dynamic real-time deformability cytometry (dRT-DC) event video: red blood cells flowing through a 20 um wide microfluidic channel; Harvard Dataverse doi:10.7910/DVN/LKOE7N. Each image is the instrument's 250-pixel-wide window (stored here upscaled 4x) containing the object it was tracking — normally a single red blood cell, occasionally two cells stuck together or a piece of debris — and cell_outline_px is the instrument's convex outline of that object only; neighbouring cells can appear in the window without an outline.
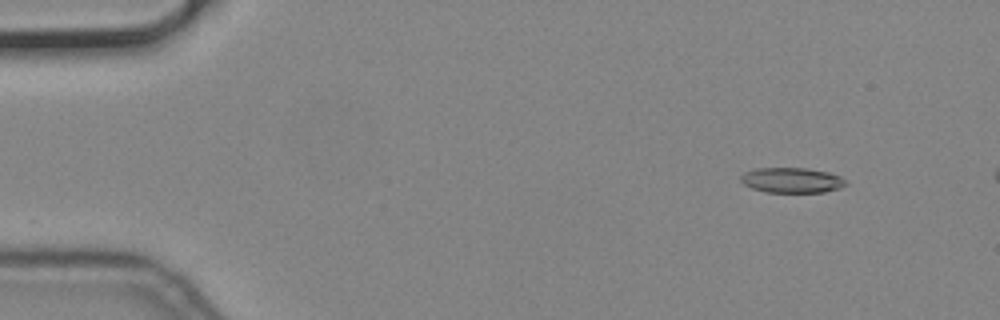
{"species": "common noctule bat (a hibernating species)", "species_latin": "Nyctalus noctula", "temperature_condition": "cold", "stored_images_in_passage": 54, "camera_frame_rate_fps": 3000, "um_per_image_px": 0.085, "animal": {"sex": "male", "body_mass_g": 19.2, "forearm_length_mm": 51.8}, "frame": {"image": 1, "passage_image": 6, "time_ms": 1.667, "image_size_px": [1000, 320], "cell_outline_px": [[848, 184], [840, 188], [824, 192], [764, 192], [752, 188], [744, 184], [740, 180], [740, 176], [744, 172], [756, 168], [804, 168], [828, 172], [840, 176]], "centroid_in_image_um": [67.28, 15.32], "position_along_channel_um": 17.7, "area_um2": 15.43}}
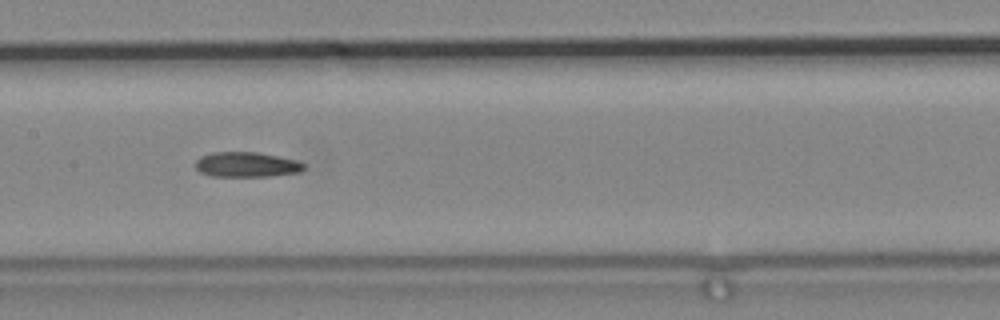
{"frame": {"image": 2, "passage_image": 28, "time_ms": 9.0, "image_size_px": [1000, 320], "cell_outline_px": [[308, 168], [300, 172], [268, 176], [212, 176], [200, 172], [196, 168], [196, 160], [200, 156], [212, 152], [256, 152], [296, 160], [304, 164]], "centroid_in_image_um": [20.96, 13.99], "position_along_channel_um": 186.4, "area_um2": 15.78}}
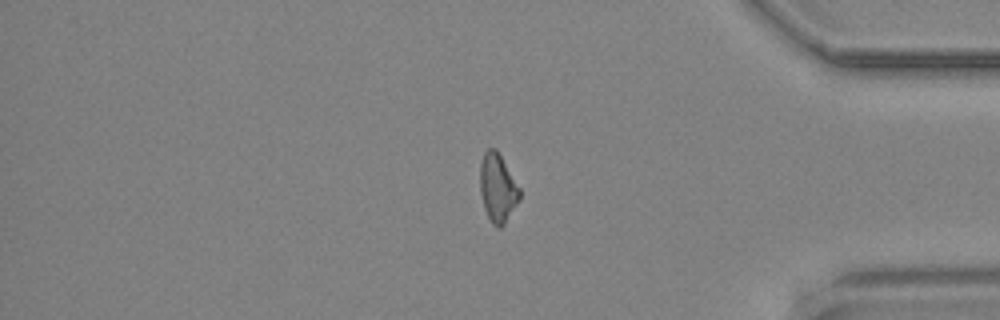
{"frame": {"image": 3, "passage_image": 47, "time_ms": 15.333, "image_size_px": [1000, 320], "cell_outline_px": [[520, 200], [504, 224], [500, 228], [496, 228], [492, 224], [484, 208], [480, 192], [480, 164], [484, 152], [488, 148], [496, 148], [520, 188]], "centroid_in_image_um": [42.3, 15.98], "position_along_channel_um": 392.9, "area_um2": 15.84}}